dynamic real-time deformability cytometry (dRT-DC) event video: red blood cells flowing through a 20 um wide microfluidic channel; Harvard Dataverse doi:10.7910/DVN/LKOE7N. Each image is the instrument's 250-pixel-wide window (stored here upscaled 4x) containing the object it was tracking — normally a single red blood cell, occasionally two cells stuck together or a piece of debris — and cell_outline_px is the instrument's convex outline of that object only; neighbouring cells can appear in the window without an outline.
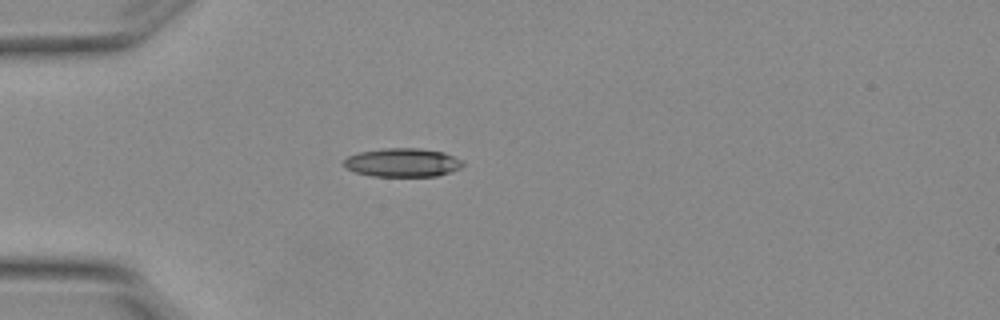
{"species": "Egyptian fruit bat (a non-hibernating species)", "species_latin": "Rousettus aegyptiacus", "temperature_condition": "warm", "stored_images_in_passage": 1, "camera_frame_rate_fps": 3000, "um_per_image_px": 0.085, "animal": {"sex": "female"}, "frame": {"image": 1, "passage_image": 1, "time_ms": 0.0, "image_size_px": [1000, 320], "cell_outline_px": [[464, 164], [460, 168], [436, 176], [372, 176], [356, 172], [348, 168], [344, 164], [344, 160], [348, 156], [360, 152], [384, 148], [420, 148], [444, 152], [460, 160]], "centroid_in_image_um": [34.21, 13.81], "position_along_channel_um": 50.8, "area_um2": 19.59}}